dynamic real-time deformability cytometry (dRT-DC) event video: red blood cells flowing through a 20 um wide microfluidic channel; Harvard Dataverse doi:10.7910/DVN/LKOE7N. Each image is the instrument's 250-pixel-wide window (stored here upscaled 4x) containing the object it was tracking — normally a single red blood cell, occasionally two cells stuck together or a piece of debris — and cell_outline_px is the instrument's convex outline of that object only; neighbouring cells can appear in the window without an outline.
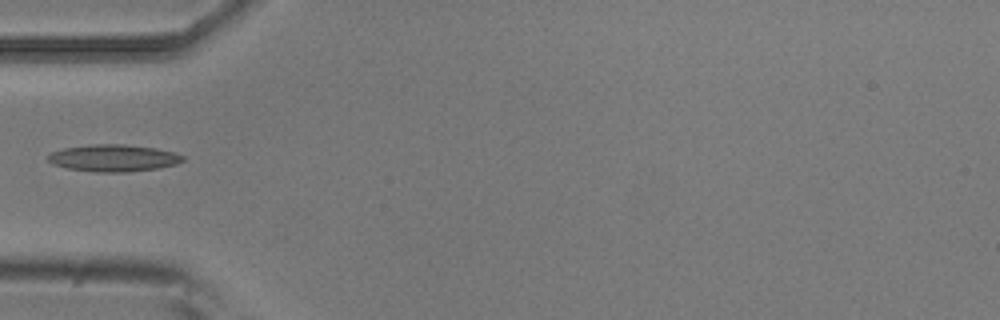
{"species": "common noctule bat (a hibernating species)", "species_latin": "Nyctalus noctula", "temperature_condition": "room temperature", "stored_images_in_passage": 5, "camera_frame_rate_fps": 3000, "um_per_image_px": 0.085, "animal": {"sex": "male", "body_mass_g": 20.5, "forearm_length_mm": 52.5}, "frame": {"image": 1, "passage_image": 4, "time_ms": 1.0, "image_size_px": [1000, 320], "cell_outline_px": [[184, 160], [176, 164], [160, 168], [128, 172], [96, 172], [68, 168], [52, 164], [48, 160], [48, 156], [52, 152], [64, 148], [88, 144], [124, 144], [152, 148], [176, 152], [184, 156]], "centroid_in_image_um": [9.66, 13.43], "position_along_channel_um": 75.3, "area_um2": 21.21}}
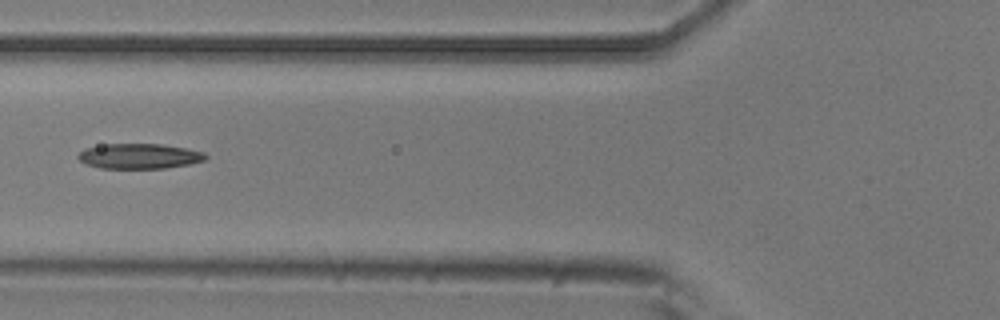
{"frame": {"image": 2, "passage_image": 5, "time_ms": 1.333, "image_size_px": [1000, 320], "cell_outline_px": [[208, 156], [204, 160], [188, 164], [164, 168], [100, 168], [88, 164], [80, 160], [76, 156], [84, 148], [104, 144], [164, 144], [204, 152]], "centroid_in_image_um": [11.83, 13.26], "position_along_channel_um": 114.0, "area_um2": 18.55}}